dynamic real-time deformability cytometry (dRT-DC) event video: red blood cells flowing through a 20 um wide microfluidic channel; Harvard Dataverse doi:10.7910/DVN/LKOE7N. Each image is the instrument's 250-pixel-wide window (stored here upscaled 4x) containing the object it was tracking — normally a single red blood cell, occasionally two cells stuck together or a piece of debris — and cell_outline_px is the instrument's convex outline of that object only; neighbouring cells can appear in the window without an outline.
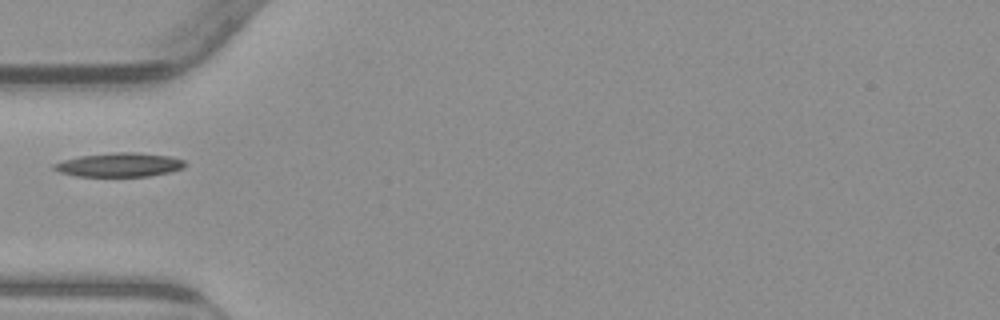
{"species": "common noctule bat (a hibernating species)", "species_latin": "Nyctalus noctula", "temperature_condition": "warm", "stored_images_in_passage": 20, "camera_frame_rate_fps": 3000, "um_per_image_px": 0.085, "animal": {"sex": "male", "body_mass_g": 23.1, "forearm_length_mm": 52.7}, "frame": {"image": 1, "passage_image": 1, "time_ms": 0.0, "image_size_px": [1000, 320], "cell_outline_px": [[184, 168], [168, 172], [148, 176], [76, 176], [60, 172], [52, 168], [52, 164], [64, 160], [80, 156], [116, 152], [136, 152], [168, 156], [184, 160]], "centroid_in_image_um": [10.12, 14.01], "position_along_channel_um": 74.9, "area_um2": 18.09}}
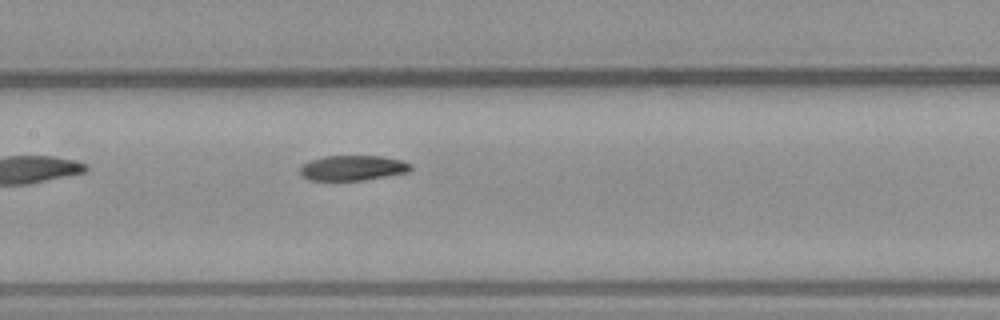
{"frame": {"image": 2, "passage_image": 9, "time_ms": 2.667, "image_size_px": [1000, 320], "cell_outline_px": [[412, 168], [408, 172], [364, 180], [308, 180], [300, 176], [300, 168], [304, 164], [312, 160], [324, 156], [380, 156], [404, 160], [412, 164]], "centroid_in_image_um": [30.0, 14.27], "position_along_channel_um": 177.4, "area_um2": 16.24}}
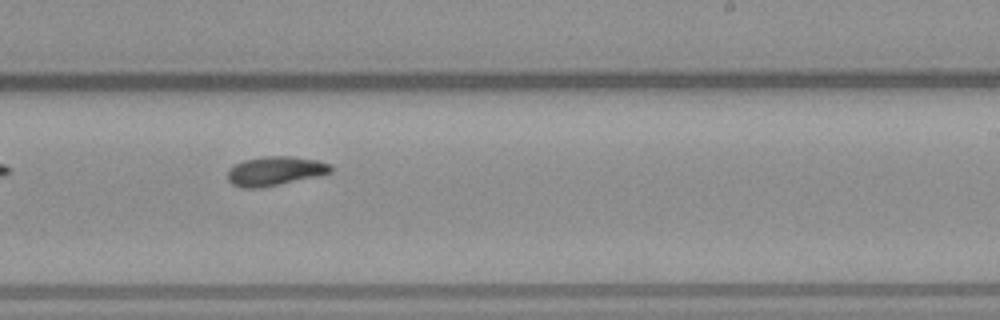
{"frame": {"image": 3, "passage_image": 16, "time_ms": 5.0, "image_size_px": [1000, 320], "cell_outline_px": [[332, 172], [316, 176], [280, 184], [260, 188], [244, 188], [232, 184], [228, 180], [228, 172], [236, 164], [244, 160], [264, 156], [292, 156], [316, 160], [332, 164]], "centroid_in_image_um": [23.4, 14.53], "position_along_channel_um": 265.6, "area_um2": 17.34}}